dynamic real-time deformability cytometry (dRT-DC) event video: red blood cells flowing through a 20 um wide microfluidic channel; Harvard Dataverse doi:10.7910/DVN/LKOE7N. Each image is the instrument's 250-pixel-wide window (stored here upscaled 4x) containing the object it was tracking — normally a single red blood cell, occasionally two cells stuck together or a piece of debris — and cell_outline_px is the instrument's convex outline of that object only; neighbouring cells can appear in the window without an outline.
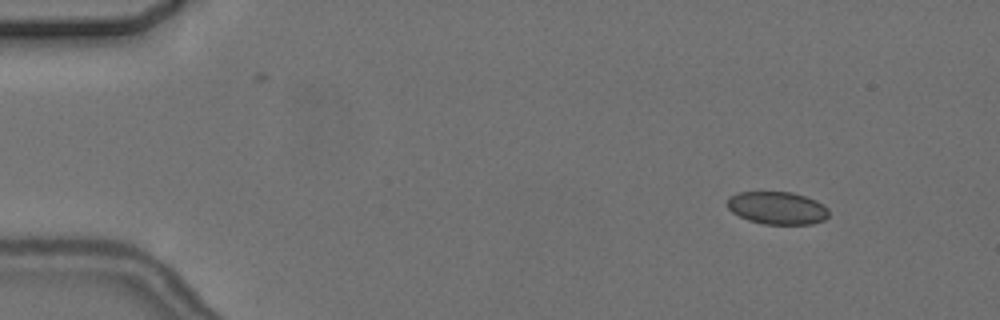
{"species": "common noctule bat (a hibernating species)", "species_latin": "Nyctalus noctula", "temperature_condition": "cold", "stored_images_in_passage": 4, "camera_frame_rate_fps": 3000, "um_per_image_px": 0.085, "animal": {"sex": "female", "body_mass_g": 24.6, "forearm_length_mm": 56.2}, "frame": {"image": 1, "passage_image": 1, "time_ms": 0.0, "image_size_px": [1000, 320], "cell_outline_px": [[828, 216], [824, 220], [812, 224], [764, 224], [748, 220], [732, 212], [728, 208], [728, 196], [736, 192], [792, 192], [816, 200], [824, 204], [828, 208]], "centroid_in_image_um": [66.07, 17.67], "position_along_channel_um": 18.9, "area_um2": 19.42}}